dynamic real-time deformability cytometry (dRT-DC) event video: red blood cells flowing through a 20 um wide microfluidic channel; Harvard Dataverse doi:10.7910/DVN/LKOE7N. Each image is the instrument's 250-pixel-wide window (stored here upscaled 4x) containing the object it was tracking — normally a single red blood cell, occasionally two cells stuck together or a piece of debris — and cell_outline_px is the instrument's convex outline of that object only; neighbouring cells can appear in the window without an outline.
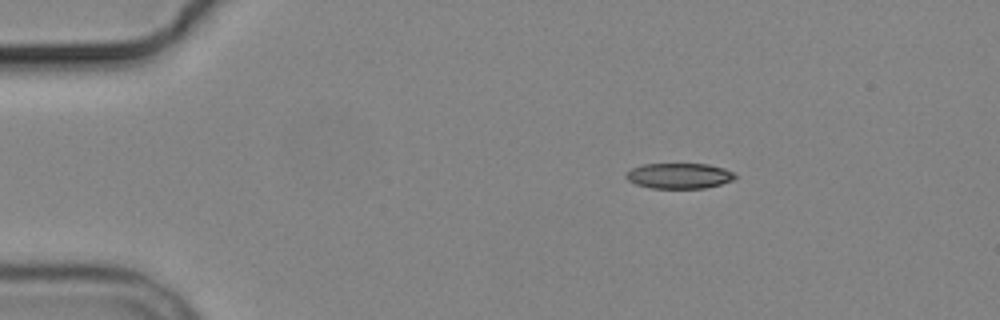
{"species": "common noctule bat (a hibernating species)", "species_latin": "Nyctalus noctula", "temperature_condition": "cold", "stored_images_in_passage": 3, "camera_frame_rate_fps": 3000, "um_per_image_px": 0.085, "animal": {"sex": "male", "body_mass_g": 19.2, "forearm_length_mm": 51.8}, "frame": {"image": 1, "passage_image": 1, "time_ms": 0.0, "image_size_px": [1000, 320], "cell_outline_px": [[736, 176], [732, 180], [720, 184], [704, 188], [652, 188], [636, 184], [628, 180], [624, 176], [624, 172], [632, 168], [644, 164], [708, 164], [724, 168], [732, 172]], "centroid_in_image_um": [57.68, 14.94], "position_along_channel_um": 27.3, "area_um2": 16.13}}